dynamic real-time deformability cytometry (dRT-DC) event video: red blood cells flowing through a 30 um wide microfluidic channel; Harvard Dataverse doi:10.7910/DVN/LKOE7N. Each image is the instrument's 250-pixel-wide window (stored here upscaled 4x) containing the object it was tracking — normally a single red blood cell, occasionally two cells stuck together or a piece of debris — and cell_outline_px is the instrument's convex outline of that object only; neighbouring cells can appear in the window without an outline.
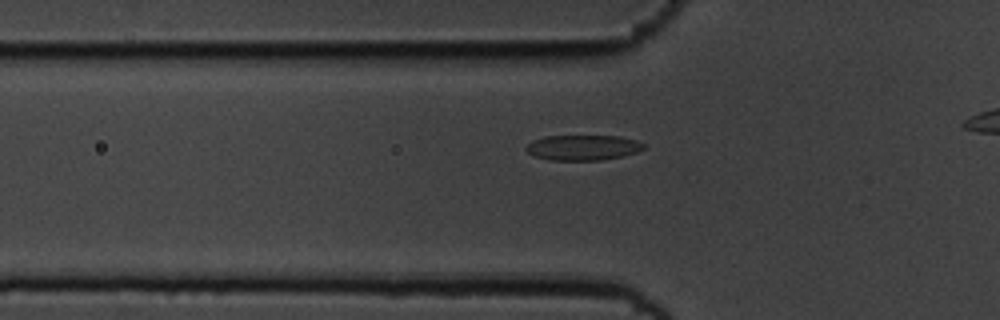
{"species": "common noctule bat (a hibernating species)", "species_latin": "Nyctalus noctula", "temperature_condition": "cold", "stored_images_in_passage": 32, "camera_frame_rate_fps": 3000, "um_per_image_px": 0.085, "animal": {"sex": "male", "body_mass_g": 19.5, "forearm_length_mm": 54.6}, "frame": {"image": 1, "passage_image": 2, "time_ms": 0.333, "image_size_px": [1000, 320], "cell_outline_px": [[644, 148], [636, 152], [624, 156], [600, 160], [548, 160], [536, 156], [528, 152], [524, 148], [532, 140], [544, 136], [620, 136], [636, 140], [644, 144]], "centroid_in_image_um": [49.54, 12.54], "position_along_channel_um": 76.3, "area_um2": 17.34}}
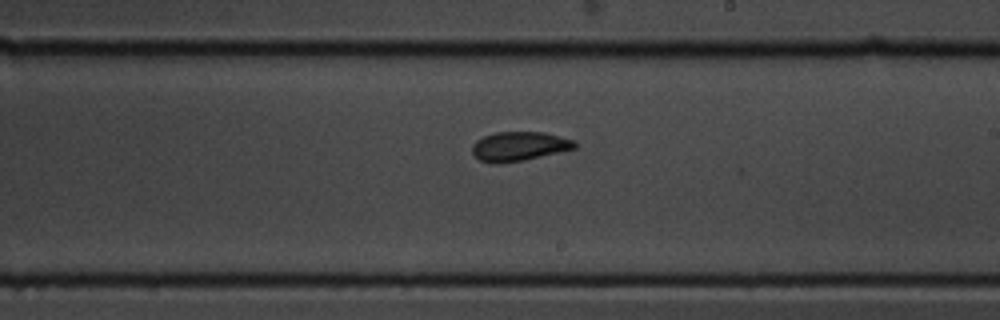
{"frame": {"image": 2, "passage_image": 16, "time_ms": 5.0, "image_size_px": [1000, 320], "cell_outline_px": [[576, 148], [524, 160], [500, 164], [492, 164], [480, 160], [472, 152], [472, 144], [476, 140], [484, 136], [496, 132], [544, 132], [572, 140], [576, 144]], "centroid_in_image_um": [44.08, 12.44], "position_along_channel_um": 244.9, "area_um2": 17.4}}
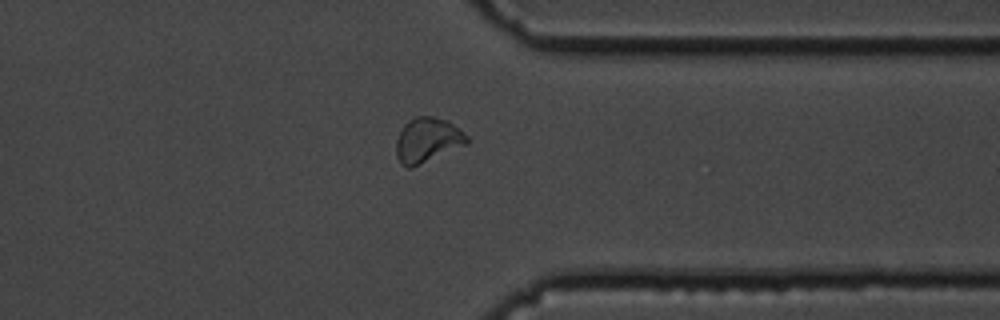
{"frame": {"image": 3, "passage_image": 27, "time_ms": 8.667, "image_size_px": [1000, 320], "cell_outline_px": [[468, 144], [412, 168], [408, 168], [400, 164], [396, 156], [396, 140], [400, 128], [408, 120], [416, 116], [432, 116], [448, 120], [468, 136]], "centroid_in_image_um": [36.31, 11.91], "position_along_channel_um": 375.1, "area_um2": 18.79}, "authors_computed_cell_mechanics": {"area_um2": 17.3689, "velocity_mm_per_s": 3.6097, "shape_relaxation_time_tau1_ms": 3.0416, "shape_relaxation_time_tau2_ms": 1.3201, "deformation_change_tau1": 0.0911, "deformation_change_tau2": 0.0552}}